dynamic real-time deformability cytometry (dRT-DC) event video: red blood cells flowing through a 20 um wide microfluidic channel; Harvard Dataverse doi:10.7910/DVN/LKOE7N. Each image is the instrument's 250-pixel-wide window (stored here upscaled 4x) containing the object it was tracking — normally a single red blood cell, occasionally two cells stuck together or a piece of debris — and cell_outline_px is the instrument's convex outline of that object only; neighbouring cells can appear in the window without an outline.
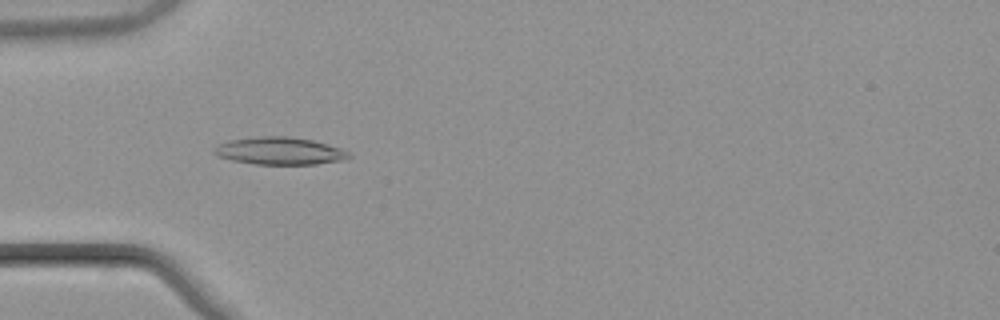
{"species": "common noctule bat (a hibernating species)", "species_latin": "Nyctalus noctula", "temperature_condition": "warm", "stored_images_in_passage": 53, "camera_frame_rate_fps": 3000, "um_per_image_px": 0.085, "animal": {"sex": "male", "body_mass_g": 21.5, "forearm_length_mm": 52.0}, "frame": {"image": 1, "passage_image": 17, "time_ms": 5.333, "image_size_px": [1000, 320], "cell_outline_px": [[352, 156], [340, 160], [316, 164], [256, 164], [232, 160], [216, 156], [212, 152], [212, 148], [228, 140], [260, 136], [288, 136], [312, 140], [340, 148], [348, 152]], "centroid_in_image_um": [23.71, 12.82], "position_along_channel_um": 61.3, "area_um2": 21.44}}
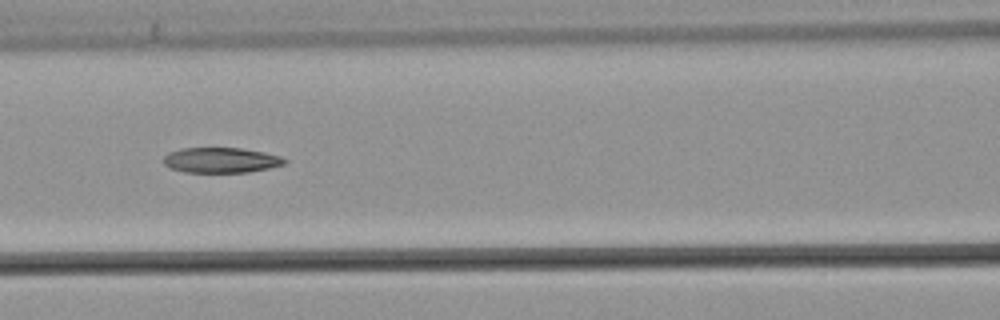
{"frame": {"image": 2, "passage_image": 24, "time_ms": 7.667, "image_size_px": [1000, 320], "cell_outline_px": [[288, 160], [284, 164], [268, 168], [248, 172], [184, 172], [168, 168], [164, 164], [164, 156], [168, 152], [180, 148], [240, 148], [264, 152], [280, 156]], "centroid_in_image_um": [18.75, 13.61], "position_along_channel_um": 147.9, "area_um2": 17.86}}
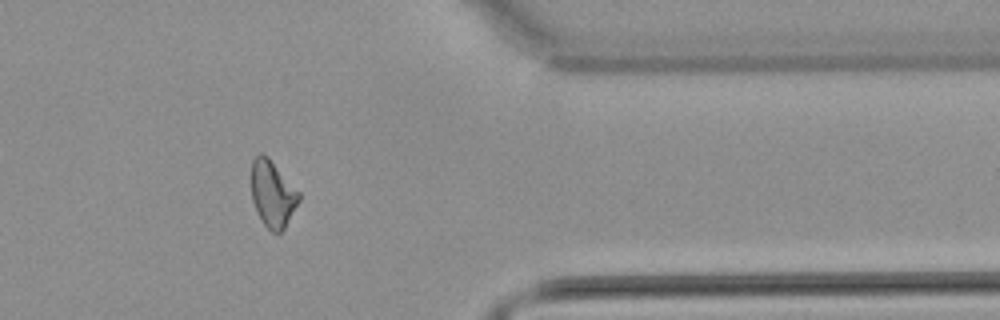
{"frame": {"image": 3, "passage_image": 44, "time_ms": 14.333, "image_size_px": [1000, 320], "cell_outline_px": [[300, 200], [284, 228], [280, 232], [272, 232], [264, 224], [256, 212], [252, 200], [252, 160], [260, 152], [268, 156], [300, 192]], "centroid_in_image_um": [23.17, 16.46], "position_along_channel_um": 388.2, "area_um2": 18.38}, "authors_computed_cell_mechanics": {"area_um2": 19.4208, "velocity_mm_per_s": 3.8533, "shape_relaxation_time_tau1_ms": null, "shape_relaxation_time_tau2_ms": 8.1434, "deformation_change_tau1": null, "deformation_change_tau2": 0.1783}}